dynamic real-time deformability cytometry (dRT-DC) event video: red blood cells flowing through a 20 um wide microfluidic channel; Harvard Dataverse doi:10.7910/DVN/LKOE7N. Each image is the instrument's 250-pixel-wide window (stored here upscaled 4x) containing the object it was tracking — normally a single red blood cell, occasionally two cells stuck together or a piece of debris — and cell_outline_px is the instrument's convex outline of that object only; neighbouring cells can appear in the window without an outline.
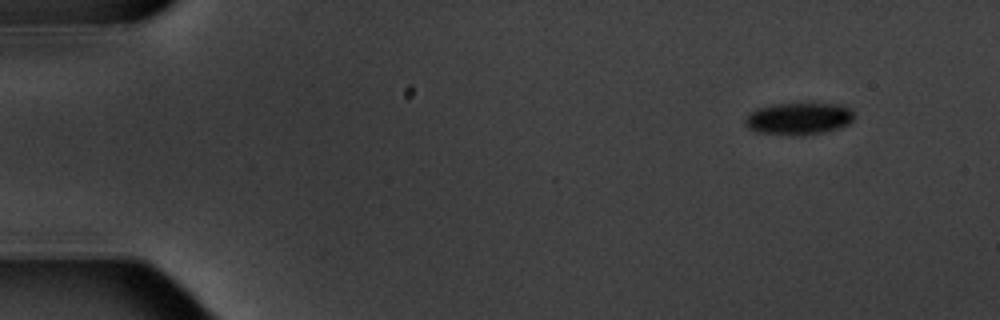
{"species": "common noctule bat (a hibernating species)", "species_latin": "Nyctalus noctula", "temperature_condition": "warm", "stored_images_in_passage": 10, "camera_frame_rate_fps": 3000, "um_per_image_px": 0.085, "animal": {"sex": "male", "body_mass_g": 20.1, "forearm_length_mm": 53.5}, "frame": {"image": 1, "passage_image": 1, "time_ms": 0.0, "image_size_px": [1000, 320], "cell_outline_px": [[852, 120], [848, 124], [840, 128], [824, 132], [800, 136], [792, 136], [756, 132], [748, 128], [744, 124], [744, 120], [756, 108], [772, 104], [840, 104], [848, 108], [852, 112]], "centroid_in_image_um": [67.85, 10.1], "position_along_channel_um": 17.1, "area_um2": 20.4}}
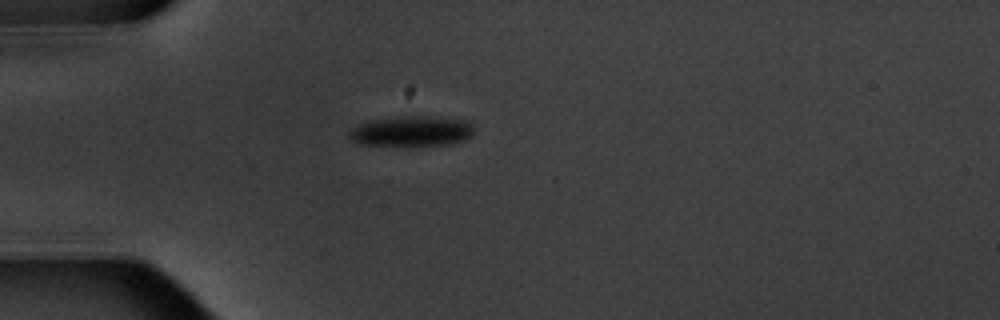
{"frame": {"image": 2, "passage_image": 4, "time_ms": 3.667, "image_size_px": [1000, 320], "cell_outline_px": [[472, 136], [464, 140], [448, 144], [416, 148], [360, 144], [352, 140], [348, 136], [348, 132], [352, 128], [368, 120], [412, 116], [424, 116], [472, 120]], "centroid_in_image_um": [35.0, 11.19], "position_along_channel_um": 50.0, "area_um2": 22.83}}
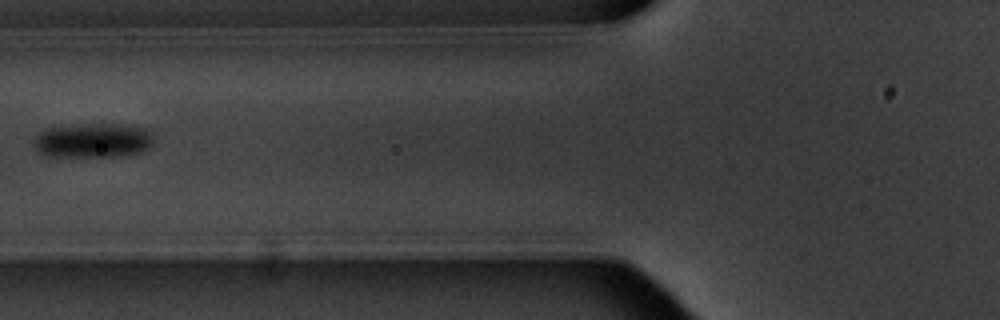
{"frame": {"image": 3, "passage_image": 6, "time_ms": 6.0, "image_size_px": [1000, 320], "cell_outline_px": [[152, 144], [148, 148], [140, 152], [120, 156], [48, 156], [40, 152], [32, 144], [36, 136], [44, 128], [80, 124], [124, 124], [148, 128], [152, 132]], "centroid_in_image_um": [7.92, 11.92], "position_along_channel_um": 117.9, "area_um2": 24.28}}